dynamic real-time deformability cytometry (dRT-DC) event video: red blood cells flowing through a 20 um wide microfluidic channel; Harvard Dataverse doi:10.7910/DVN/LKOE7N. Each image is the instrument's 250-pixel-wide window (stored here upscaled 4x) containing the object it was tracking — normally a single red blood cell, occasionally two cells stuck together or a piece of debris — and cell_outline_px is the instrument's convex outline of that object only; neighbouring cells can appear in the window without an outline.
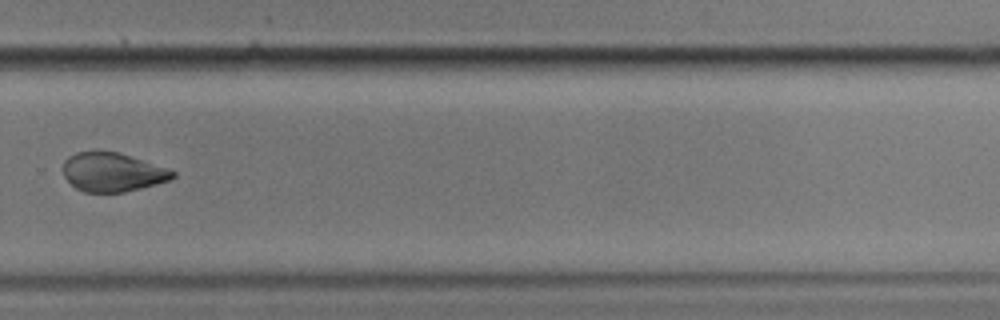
{"species": "common noctule bat (a hibernating species)", "species_latin": "Nyctalus noctula", "temperature_condition": "cold", "stored_images_in_passage": 16, "camera_frame_rate_fps": 3000, "um_per_image_px": 0.085, "animal": {"sex": "male", "body_mass_g": 17.9}, "frame": {"image": 1, "passage_image": 12, "time_ms": 13.667, "image_size_px": [1000, 320], "cell_outline_px": [[176, 176], [168, 180], [156, 184], [124, 192], [84, 192], [76, 188], [64, 176], [60, 168], [64, 160], [68, 156], [76, 152], [120, 152], [176, 172]], "centroid_in_image_um": [9.5, 14.63], "position_along_channel_um": 320.3, "area_um2": 24.68}}